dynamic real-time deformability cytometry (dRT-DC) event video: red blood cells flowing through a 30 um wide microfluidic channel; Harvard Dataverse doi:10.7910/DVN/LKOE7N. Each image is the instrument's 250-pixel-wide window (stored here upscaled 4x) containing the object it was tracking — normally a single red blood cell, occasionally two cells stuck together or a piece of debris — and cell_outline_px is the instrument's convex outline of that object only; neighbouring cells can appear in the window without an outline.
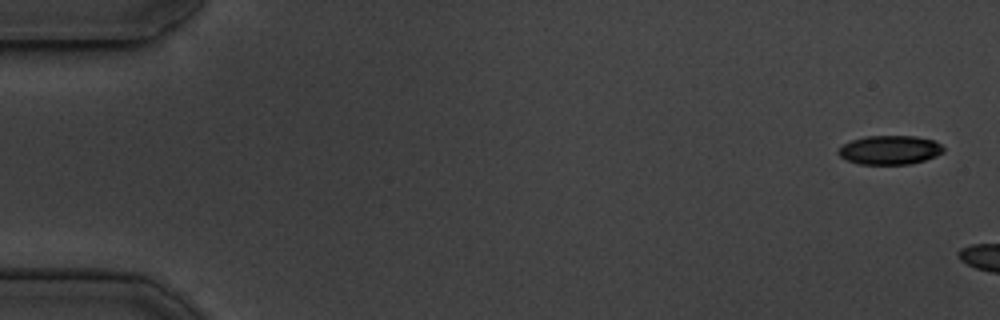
{"species": "common noctule bat (a hibernating species)", "species_latin": "Nyctalus noctula", "temperature_condition": "cold", "stored_images_in_passage": 9, "camera_frame_rate_fps": 3000, "um_per_image_px": 0.085, "animal": {"sex": "male", "body_mass_g": 19.5, "forearm_length_mm": 54.6}, "frame": {"image": 1, "passage_image": 1, "time_ms": 0.0, "image_size_px": [1000, 320], "cell_outline_px": [[944, 152], [936, 156], [924, 160], [908, 164], [860, 164], [848, 160], [840, 156], [836, 152], [844, 144], [852, 140], [864, 136], [916, 136], [936, 140], [944, 148]], "centroid_in_image_um": [75.66, 12.74], "position_along_channel_um": 9.3, "area_um2": 17.74}}